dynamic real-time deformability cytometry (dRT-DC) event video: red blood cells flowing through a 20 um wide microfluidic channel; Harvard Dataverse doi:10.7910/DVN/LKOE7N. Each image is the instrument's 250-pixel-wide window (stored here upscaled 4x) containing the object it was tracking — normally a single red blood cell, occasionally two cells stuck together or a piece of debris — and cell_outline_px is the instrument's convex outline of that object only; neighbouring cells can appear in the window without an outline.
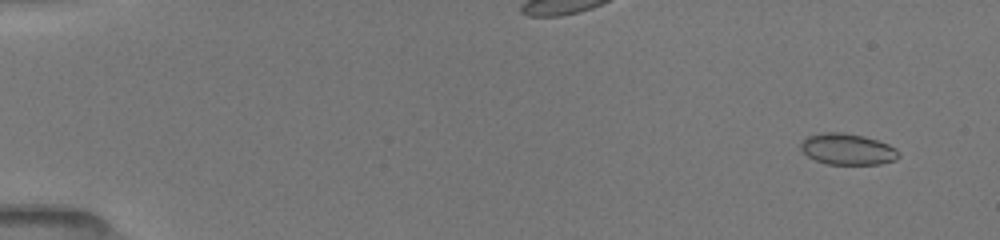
{"species": "common noctule bat (a hibernating species)", "species_latin": "Nyctalus noctula", "temperature_condition": "room temperature", "stored_images_in_passage": 18, "camera_frame_rate_fps": 3000, "um_per_image_px": 0.085, "animal": {"sex": "female", "body_mass_g": 19.5, "forearm_length_mm": 54.1}, "frame": {"image": 1, "passage_image": 4, "time_ms": 1.0, "image_size_px": [1000, 240], "cell_outline_px": [[900, 156], [896, 160], [880, 164], [828, 164], [816, 160], [808, 156], [800, 148], [800, 144], [808, 136], [820, 132], [844, 132], [864, 136], [888, 144], [896, 148], [900, 152]], "centroid_in_image_um": [72.06, 12.67], "position_along_channel_um": 12.9, "area_um2": 17.86}}
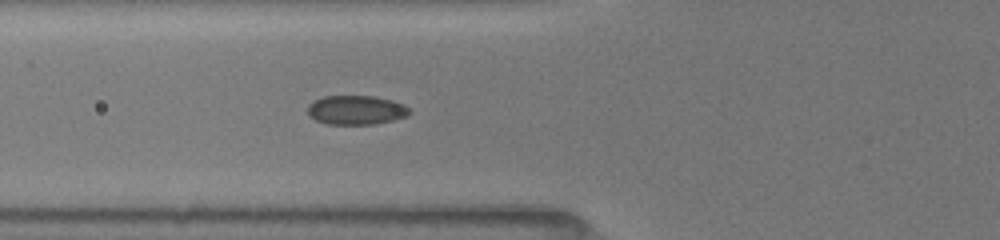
{"frame": {"image": 2, "passage_image": 15, "time_ms": 6.667, "image_size_px": [1000, 240], "cell_outline_px": [[412, 112], [408, 116], [392, 120], [372, 124], [328, 124], [316, 120], [308, 116], [308, 104], [312, 100], [324, 96], [372, 96], [392, 100], [404, 104]], "centroid_in_image_um": [30.25, 9.35], "position_along_channel_um": 95.5, "area_um2": 17.4}}
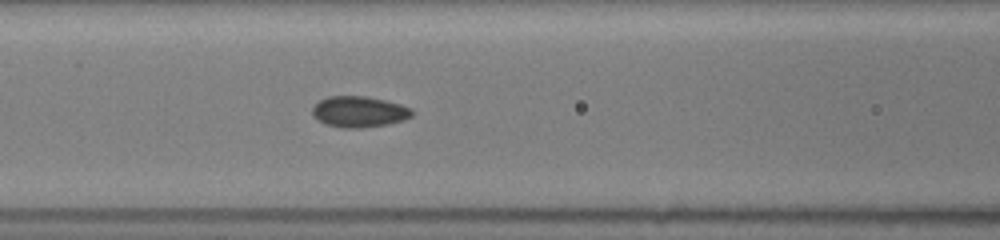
{"frame": {"image": 3, "passage_image": 18, "time_ms": 7.667, "image_size_px": [1000, 240], "cell_outline_px": [[412, 116], [404, 120], [388, 124], [360, 128], [340, 128], [324, 124], [312, 116], [312, 108], [320, 100], [328, 96], [368, 96], [400, 104], [412, 108]], "centroid_in_image_um": [30.51, 9.5], "position_along_channel_um": 136.1, "area_um2": 18.15}}